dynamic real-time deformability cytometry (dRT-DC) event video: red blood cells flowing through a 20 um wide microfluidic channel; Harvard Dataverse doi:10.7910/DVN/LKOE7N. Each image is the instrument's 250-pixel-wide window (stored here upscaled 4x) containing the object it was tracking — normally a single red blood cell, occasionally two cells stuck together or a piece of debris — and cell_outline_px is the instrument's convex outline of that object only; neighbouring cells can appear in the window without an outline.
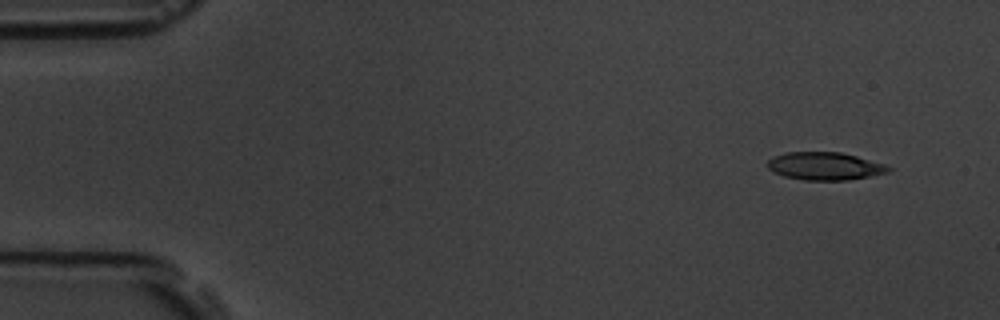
{"species": "common noctule bat (a hibernating species)", "species_latin": "Nyctalus noctula", "temperature_condition": "room temperature", "stored_images_in_passage": 5, "camera_frame_rate_fps": 3000, "um_per_image_px": 0.085, "animal": {"sex": "male", "body_mass_g": 19.5, "forearm_length_mm": 54.6}, "frame": {"image": 1, "passage_image": 1, "time_ms": 0.0, "image_size_px": [1000, 320], "cell_outline_px": [[892, 168], [888, 172], [848, 180], [804, 180], [784, 176], [768, 168], [768, 160], [772, 156], [784, 152], [840, 152], [856, 156], [884, 164]], "centroid_in_image_um": [70.08, 14.11], "position_along_channel_um": 14.9, "area_um2": 19.42}}
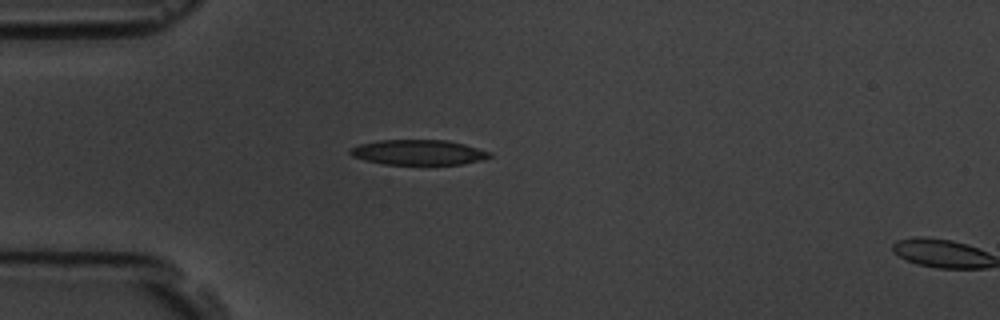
{"frame": {"image": 2, "passage_image": 4, "time_ms": 3.667, "image_size_px": [1000, 320], "cell_outline_px": [[492, 156], [480, 160], [464, 164], [384, 164], [352, 156], [348, 152], [352, 148], [360, 144], [380, 140], [448, 140], [464, 144], [492, 152]], "centroid_in_image_um": [35.61, 12.94], "position_along_channel_um": 49.4, "area_um2": 20.23}}